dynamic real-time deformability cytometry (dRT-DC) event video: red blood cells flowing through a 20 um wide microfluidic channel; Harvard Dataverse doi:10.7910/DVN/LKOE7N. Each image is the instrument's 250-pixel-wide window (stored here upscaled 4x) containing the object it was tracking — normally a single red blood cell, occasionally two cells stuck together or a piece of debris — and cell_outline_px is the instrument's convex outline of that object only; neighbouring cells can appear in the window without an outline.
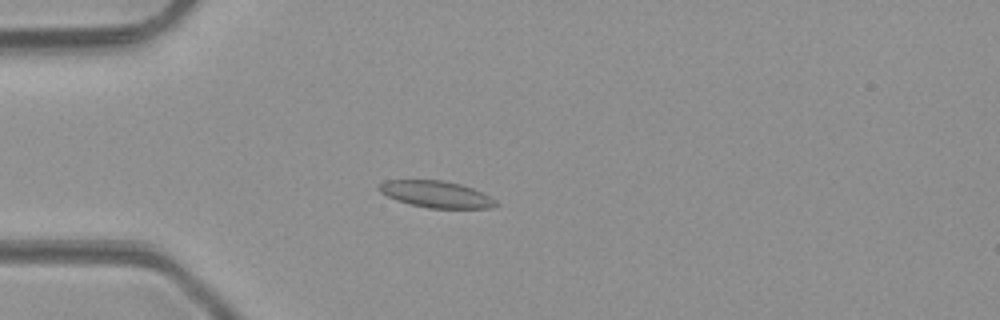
{"species": "common noctule bat (a hibernating species)", "species_latin": "Nyctalus noctula", "temperature_condition": "room temperature", "stored_images_in_passage": 5, "camera_frame_rate_fps": 3000, "um_per_image_px": 0.085, "animal": {"sex": "male", "body_mass_g": 23.1, "forearm_length_mm": 52.7}, "frame": {"image": 1, "passage_image": 3, "time_ms": 3.333, "image_size_px": [1000, 320], "cell_outline_px": [[500, 204], [492, 208], [428, 208], [396, 200], [380, 192], [376, 188], [384, 180], [444, 180], [460, 184], [472, 188], [496, 200]], "centroid_in_image_um": [37.07, 16.51], "position_along_channel_um": 47.9, "area_um2": 18.09}}
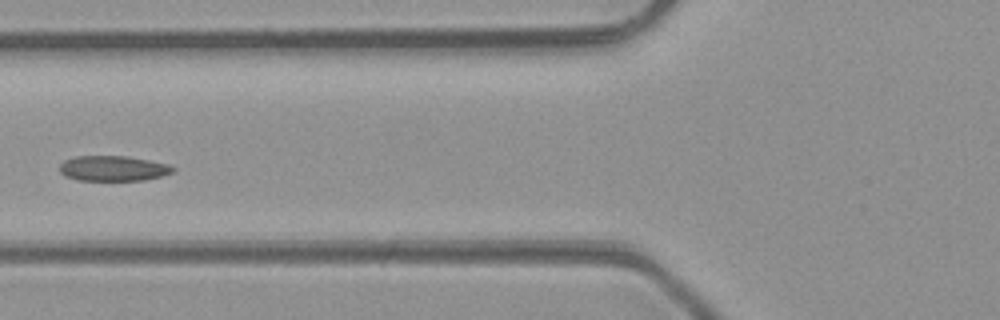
{"frame": {"image": 2, "passage_image": 5, "time_ms": 5.333, "image_size_px": [1000, 320], "cell_outline_px": [[176, 172], [144, 180], [76, 180], [64, 176], [60, 172], [60, 164], [64, 160], [76, 156], [128, 156], [168, 164], [176, 168]], "centroid_in_image_um": [9.62, 14.31], "position_along_channel_um": 116.2, "area_um2": 16.76}}